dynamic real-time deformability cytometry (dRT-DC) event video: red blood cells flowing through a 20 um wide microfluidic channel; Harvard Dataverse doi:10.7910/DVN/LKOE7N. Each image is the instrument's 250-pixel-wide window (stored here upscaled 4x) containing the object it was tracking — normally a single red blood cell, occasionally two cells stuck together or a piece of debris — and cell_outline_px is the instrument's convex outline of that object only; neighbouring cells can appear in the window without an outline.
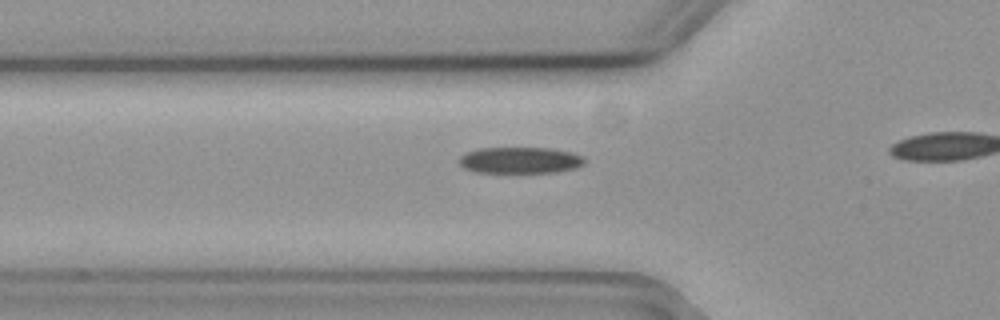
{"species": "common noctule bat (a hibernating species)", "species_latin": "Nyctalus noctula", "temperature_condition": "cold", "stored_images_in_passage": 12, "camera_frame_rate_fps": 3000, "um_per_image_px": 0.085, "animal": {"sex": "female", "body_mass_g": 19.3, "forearm_length_mm": 54.1}, "frame": {"image": 1, "passage_image": 3, "time_ms": 0.667, "image_size_px": [1000, 320], "cell_outline_px": [[584, 164], [576, 168], [556, 172], [476, 172], [464, 168], [460, 164], [460, 156], [468, 152], [480, 148], [552, 148], [572, 152], [584, 156]], "centroid_in_image_um": [44.25, 13.61], "position_along_channel_um": 81.6, "area_um2": 19.19}}